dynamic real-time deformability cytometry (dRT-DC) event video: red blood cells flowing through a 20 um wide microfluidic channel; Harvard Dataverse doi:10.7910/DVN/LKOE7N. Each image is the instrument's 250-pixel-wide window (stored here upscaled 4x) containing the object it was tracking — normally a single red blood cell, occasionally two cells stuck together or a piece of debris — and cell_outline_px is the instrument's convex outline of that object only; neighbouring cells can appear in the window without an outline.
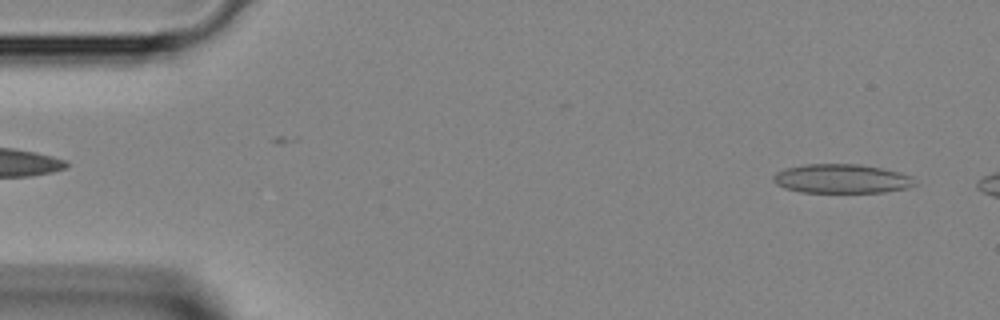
{"species": "Egyptian fruit bat (a non-hibernating species)", "species_latin": "Rousettus aegyptiacus", "temperature_condition": "room temperature", "stored_images_in_passage": 6, "camera_frame_rate_fps": 3000, "um_per_image_px": 0.085, "animal": {"sex": "female"}, "frame": {"image": 1, "passage_image": 2, "time_ms": 0.333, "image_size_px": [1000, 320], "cell_outline_px": [[920, 184], [908, 188], [884, 192], [800, 192], [784, 188], [776, 184], [772, 180], [772, 176], [776, 172], [784, 168], [804, 164], [860, 164], [900, 172], [912, 176]], "centroid_in_image_um": [71.55, 15.19], "position_along_channel_um": 13.4, "area_um2": 24.33}}